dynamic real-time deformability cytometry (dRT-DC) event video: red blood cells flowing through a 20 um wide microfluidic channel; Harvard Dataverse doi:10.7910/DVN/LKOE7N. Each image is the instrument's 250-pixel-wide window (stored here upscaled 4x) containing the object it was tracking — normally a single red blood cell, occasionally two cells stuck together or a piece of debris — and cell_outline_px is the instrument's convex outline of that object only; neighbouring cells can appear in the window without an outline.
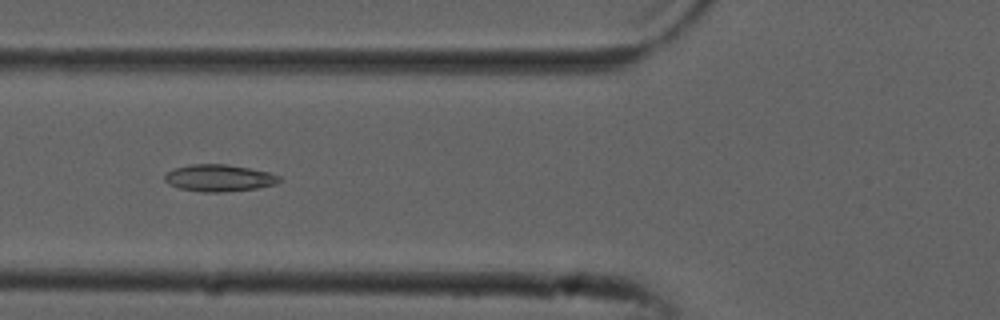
{"species": "common noctule bat (a hibernating species)", "species_latin": "Nyctalus noctula", "temperature_condition": "cold", "stored_images_in_passage": 53, "camera_frame_rate_fps": 3000, "um_per_image_px": 0.085, "animal": {"sex": "male", "forearm_length_mm": 52.5}, "frame": {"image": 1, "passage_image": 20, "time_ms": 6.333, "image_size_px": [1000, 320], "cell_outline_px": [[280, 180], [276, 184], [256, 188], [220, 192], [204, 192], [180, 188], [168, 184], [164, 180], [164, 176], [172, 168], [192, 164], [228, 164], [268, 172], [280, 176]], "centroid_in_image_um": [18.59, 15.12], "position_along_channel_um": 107.2, "area_um2": 17.86}}
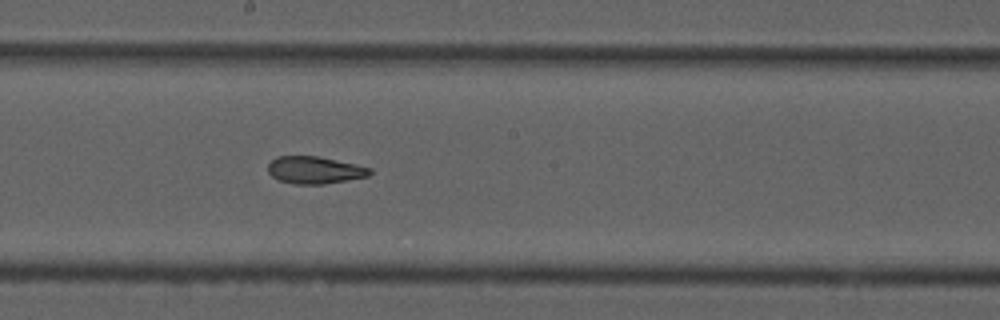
{"frame": {"image": 2, "passage_image": 29, "time_ms": 9.333, "image_size_px": [1000, 320], "cell_outline_px": [[372, 172], [368, 176], [324, 184], [296, 184], [280, 180], [272, 176], [268, 172], [268, 164], [276, 156], [316, 156], [356, 164], [372, 168]], "centroid_in_image_um": [26.75, 14.45], "position_along_channel_um": 221.5, "area_um2": 16.07}}
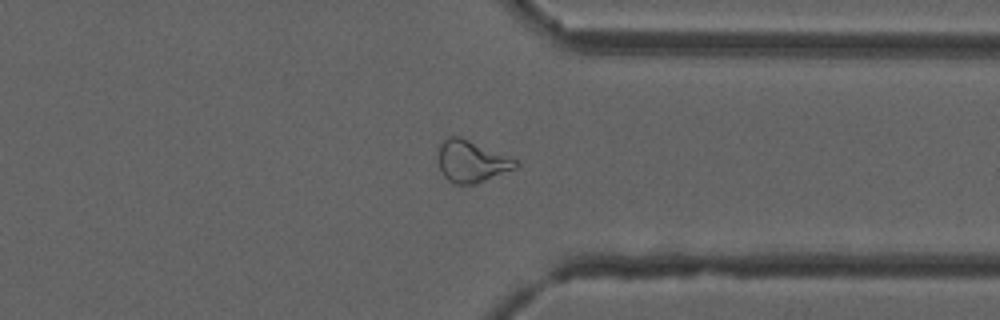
{"frame": {"image": 3, "passage_image": 41, "time_ms": 13.333, "image_size_px": [1000, 320], "cell_outline_px": [[520, 164], [516, 168], [476, 184], [456, 184], [448, 180], [444, 176], [436, 160], [436, 156], [440, 144], [448, 136], [460, 136], [520, 160]], "centroid_in_image_um": [40.09, 13.7], "position_along_channel_um": 371.3, "area_um2": 19.25}, "authors_computed_cell_mechanics": {"area_um2": 19.074, "velocity_mm_per_s": 3.7986, "shape_relaxation_time_tau1_ms": null, "shape_relaxation_time_tau2_ms": 3.4985, "deformation_change_tau1": null, "deformation_change_tau2": 0.1117}}